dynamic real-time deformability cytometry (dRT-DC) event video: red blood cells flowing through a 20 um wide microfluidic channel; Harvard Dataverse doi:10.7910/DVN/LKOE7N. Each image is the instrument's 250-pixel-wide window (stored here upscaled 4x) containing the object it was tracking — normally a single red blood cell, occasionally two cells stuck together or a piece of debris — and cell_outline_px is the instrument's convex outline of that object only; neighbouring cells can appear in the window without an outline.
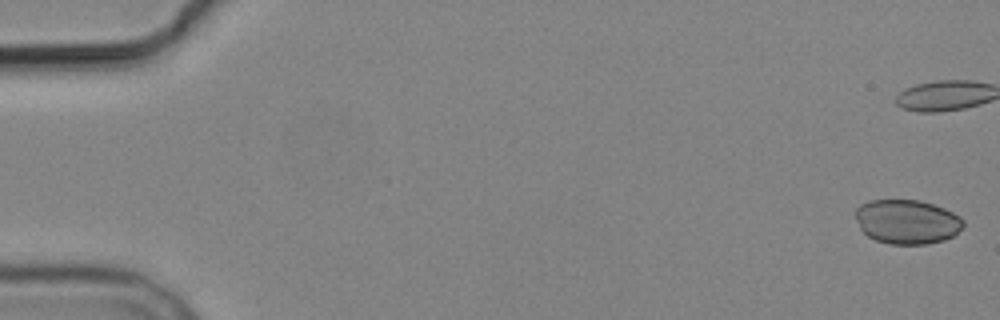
{"species": "common noctule bat (a hibernating species)", "species_latin": "Nyctalus noctula", "temperature_condition": "cold", "stored_images_in_passage": 8, "camera_frame_rate_fps": 3000, "um_per_image_px": 0.085, "animal": {"sex": "male", "body_mass_g": 19.2, "forearm_length_mm": 51.8}, "frame": {"image": 1, "passage_image": 1, "time_ms": 0.0, "image_size_px": [1000, 320], "cell_outline_px": [[964, 224], [952, 236], [944, 240], [924, 244], [888, 244], [876, 240], [868, 236], [860, 228], [856, 220], [856, 208], [860, 204], [868, 200], [920, 200], [944, 208], [960, 216], [964, 220]], "centroid_in_image_um": [77.08, 18.84], "position_along_channel_um": 7.9, "area_um2": 27.8}}
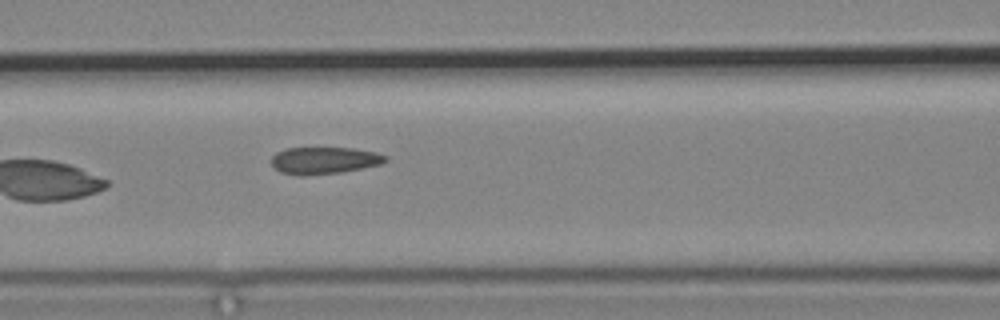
{"frame": {"image": 2, "passage_image": 8, "time_ms": 8.333, "image_size_px": [1000, 320], "cell_outline_px": [[388, 160], [380, 164], [340, 172], [304, 176], [300, 176], [280, 172], [272, 164], [272, 156], [276, 152], [284, 148], [352, 148], [376, 152], [388, 156]], "centroid_in_image_um": [27.54, 13.63], "position_along_channel_um": 139.1, "area_um2": 17.92}}